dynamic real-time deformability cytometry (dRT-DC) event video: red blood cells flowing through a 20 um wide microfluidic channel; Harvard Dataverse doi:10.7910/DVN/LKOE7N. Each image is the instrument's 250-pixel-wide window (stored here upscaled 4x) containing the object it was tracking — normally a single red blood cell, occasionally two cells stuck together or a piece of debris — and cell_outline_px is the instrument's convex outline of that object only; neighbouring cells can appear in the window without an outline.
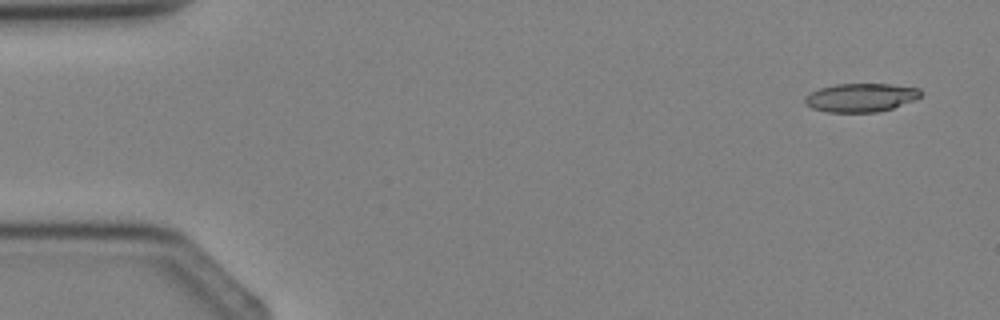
{"species": "Egyptian fruit bat (a non-hibernating species)", "species_latin": "Rousettus aegyptiacus", "temperature_condition": "cold", "stored_images_in_passage": 3, "camera_frame_rate_fps": 3000, "um_per_image_px": 0.085, "animal": {"sex": "female"}, "frame": {"image": 1, "passage_image": 1, "time_ms": 0.0, "image_size_px": [1000, 320], "cell_outline_px": [[924, 92], [916, 100], [880, 112], [828, 112], [812, 108], [804, 104], [804, 96], [820, 88], [836, 84], [892, 84], [920, 88]], "centroid_in_image_um": [73.2, 8.29], "position_along_channel_um": 11.8, "area_um2": 19.48}}
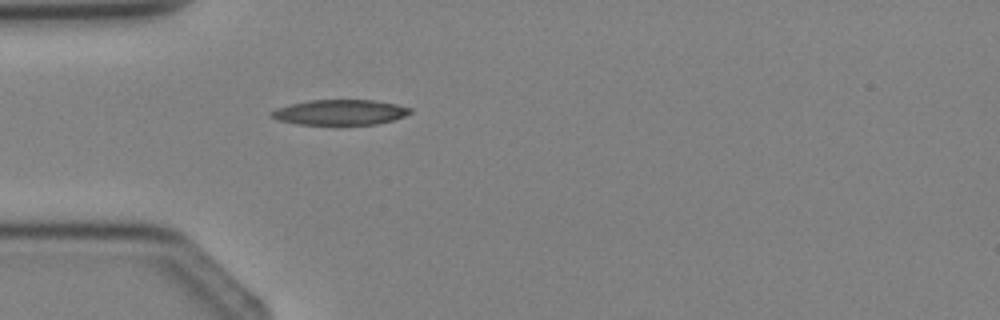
{"frame": {"image": 2, "passage_image": 3, "time_ms": 3.0, "image_size_px": [1000, 320], "cell_outline_px": [[412, 112], [404, 116], [392, 120], [376, 124], [340, 128], [296, 124], [280, 120], [268, 116], [268, 112], [276, 108], [308, 100], [372, 100], [396, 104], [412, 108]], "centroid_in_image_um": [28.86, 9.6], "position_along_channel_um": 56.1, "area_um2": 21.5}}